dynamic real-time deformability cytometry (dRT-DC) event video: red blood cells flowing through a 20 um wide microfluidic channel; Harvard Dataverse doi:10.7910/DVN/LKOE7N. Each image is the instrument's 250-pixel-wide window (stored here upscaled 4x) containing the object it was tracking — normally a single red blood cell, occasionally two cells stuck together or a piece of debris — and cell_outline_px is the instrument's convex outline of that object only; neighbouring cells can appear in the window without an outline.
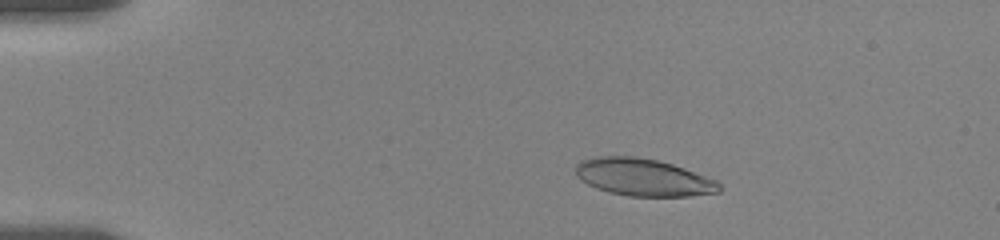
{"species": "human", "species_latin": "Homo sapiens", "temperature_condition": "room temperature", "stored_images_in_passage": 58, "camera_frame_rate_fps": 3000, "um_per_image_px": 0.085, "donor": {"sex": "female"}, "frame": {"image": 1, "passage_image": 11, "time_ms": 3.333, "image_size_px": [1000, 240], "cell_outline_px": [[720, 192], [688, 196], [628, 196], [608, 192], [596, 188], [580, 180], [576, 176], [576, 164], [580, 160], [596, 156], [636, 156], [656, 160], [672, 164], [684, 168], [716, 180], [720, 184]], "centroid_in_image_um": [54.64, 15.07], "position_along_channel_um": 30.4, "area_um2": 31.27}}
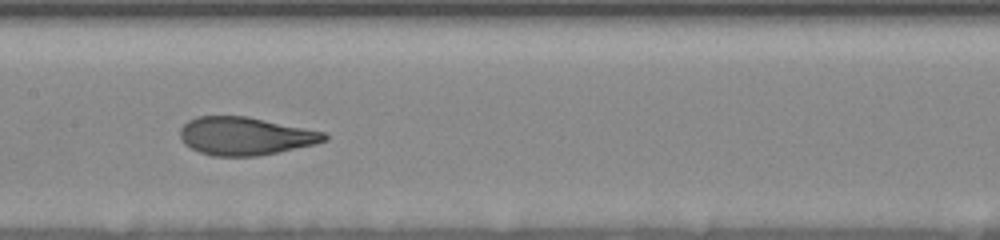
{"frame": {"image": 2, "passage_image": 30, "time_ms": 9.667, "image_size_px": [1000, 240], "cell_outline_px": [[328, 140], [316, 144], [256, 156], [212, 156], [200, 152], [184, 144], [180, 140], [180, 128], [188, 120], [196, 116], [248, 116], [324, 132], [328, 136]], "centroid_in_image_um": [20.82, 11.56], "position_along_channel_um": 186.6, "area_um2": 31.96}}
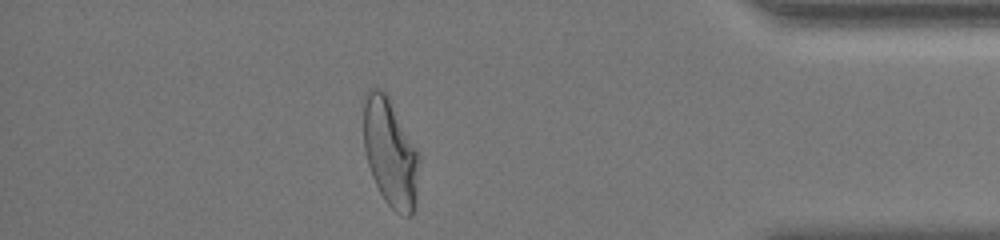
{"frame": {"image": 3, "passage_image": 51, "time_ms": 16.667, "image_size_px": [1000, 240], "cell_outline_px": [[420, 160], [416, 208], [412, 216], [404, 216], [396, 212], [384, 200], [372, 176], [368, 164], [364, 148], [360, 100], [368, 88], [380, 88], [388, 96], [420, 156]], "centroid_in_image_um": [33.14, 12.95], "position_along_channel_um": 402.1, "area_um2": 35.95}, "authors_computed_cell_mechanics": {"area_um2": 32.5414, "velocity_mm_per_s": 3.515, "shape_relaxation_time_tau1_ms": 5.5679, "shape_relaxation_time_tau2_ms": 0.8431, "deformation_change_tau1": 0.2107, "deformation_change_tau2": 0.0804}}